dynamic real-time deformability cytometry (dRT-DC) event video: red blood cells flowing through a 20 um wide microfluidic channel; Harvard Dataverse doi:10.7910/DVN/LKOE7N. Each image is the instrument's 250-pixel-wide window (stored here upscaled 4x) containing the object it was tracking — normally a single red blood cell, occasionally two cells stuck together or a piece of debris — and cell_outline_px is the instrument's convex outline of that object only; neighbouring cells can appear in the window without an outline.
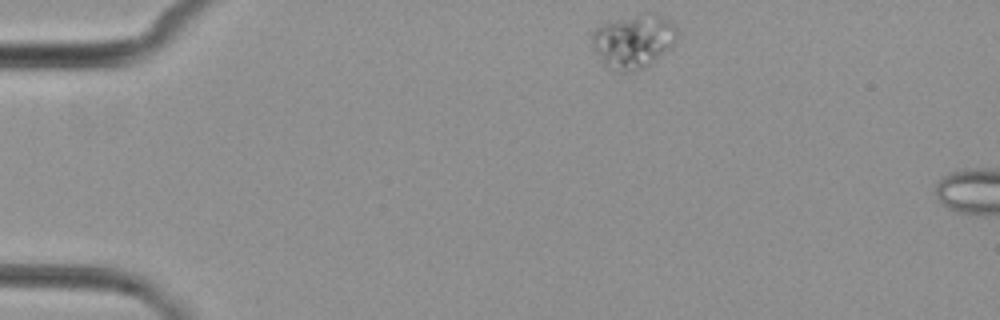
{"species": "common noctule bat (a hibernating species)", "species_latin": "Nyctalus noctula", "temperature_condition": "cold", "stored_images_in_passage": 2, "camera_frame_rate_fps": 3000, "um_per_image_px": 0.085, "animal": {"sex": "female", "body_mass_g": 29.2, "forearm_length_mm": 56.3}, "frame": {"image": 1, "passage_image": 1, "time_ms": 0.0, "image_size_px": [1000, 320], "cell_outline_px": [[680, 36], [672, 48], [652, 64], [644, 68], [628, 72], [612, 72], [604, 64], [596, 52], [592, 44], [592, 32], [600, 24], [616, 20], [636, 16], [664, 16], [676, 24]], "centroid_in_image_um": [53.9, 3.56], "position_along_channel_um": 31.1, "area_um2": 26.82}}